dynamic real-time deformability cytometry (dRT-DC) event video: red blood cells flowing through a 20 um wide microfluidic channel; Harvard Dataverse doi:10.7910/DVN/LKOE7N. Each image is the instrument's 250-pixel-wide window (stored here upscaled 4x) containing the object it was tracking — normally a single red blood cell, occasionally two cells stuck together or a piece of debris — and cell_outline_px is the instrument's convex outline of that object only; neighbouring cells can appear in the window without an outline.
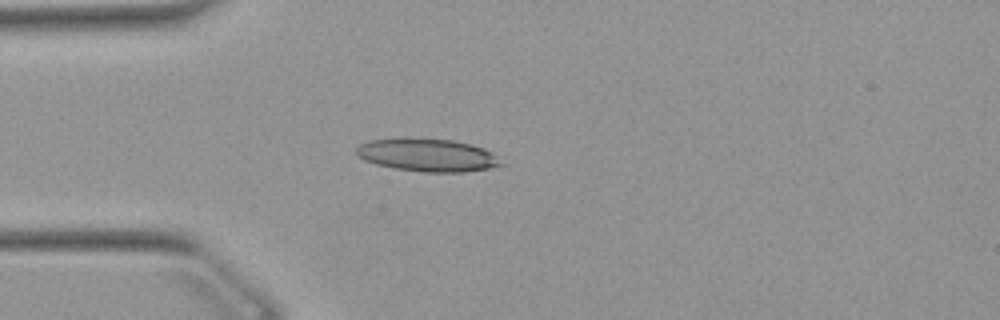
{"species": "Egyptian fruit bat (a non-hibernating species)", "species_latin": "Rousettus aegyptiacus", "temperature_condition": "warm", "stored_images_in_passage": 1, "camera_frame_rate_fps": 3000, "um_per_image_px": 0.085, "animal": {"sex": "female"}, "frame": {"image": 1, "passage_image": 1, "time_ms": 0.0, "image_size_px": [1000, 320], "cell_outline_px": [[504, 164], [488, 168], [464, 172], [424, 172], [392, 168], [376, 164], [364, 160], [356, 152], [356, 148], [360, 144], [368, 140], [452, 140], [472, 144], [484, 148], [492, 152]], "centroid_in_image_um": [36.37, 13.21], "position_along_channel_um": 48.6, "area_um2": 26.99}}